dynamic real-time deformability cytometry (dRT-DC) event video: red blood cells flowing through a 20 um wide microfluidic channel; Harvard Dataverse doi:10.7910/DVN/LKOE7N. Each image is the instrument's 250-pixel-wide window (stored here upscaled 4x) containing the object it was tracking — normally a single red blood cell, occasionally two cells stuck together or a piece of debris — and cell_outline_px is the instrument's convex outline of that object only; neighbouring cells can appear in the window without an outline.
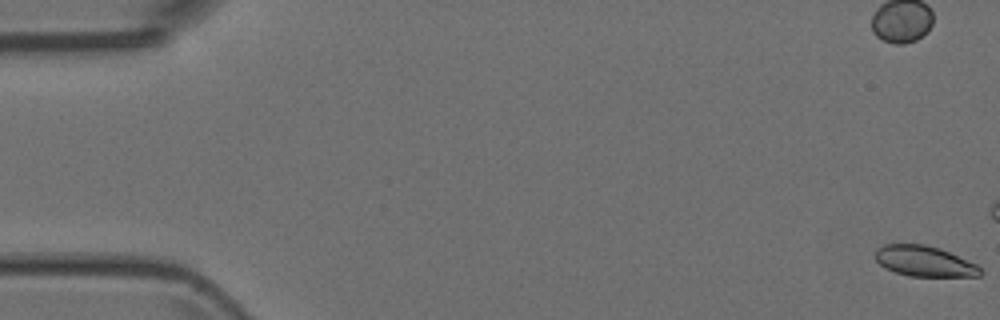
{"species": "Egyptian fruit bat (a non-hibernating species)", "species_latin": "Rousettus aegyptiacus", "temperature_condition": "room temperature", "stored_images_in_passage": 16, "camera_frame_rate_fps": 3000, "um_per_image_px": 0.085, "animal": {"sex": "female"}, "frame": {"image": 1, "passage_image": 1, "time_ms": 0.0, "image_size_px": [1000, 320], "cell_outline_px": [[984, 272], [980, 276], [908, 276], [884, 268], [876, 260], [876, 248], [884, 244], [924, 244], [940, 248], [976, 264]], "centroid_in_image_um": [78.57, 22.2], "position_along_channel_um": 6.4, "area_um2": 18.67}}